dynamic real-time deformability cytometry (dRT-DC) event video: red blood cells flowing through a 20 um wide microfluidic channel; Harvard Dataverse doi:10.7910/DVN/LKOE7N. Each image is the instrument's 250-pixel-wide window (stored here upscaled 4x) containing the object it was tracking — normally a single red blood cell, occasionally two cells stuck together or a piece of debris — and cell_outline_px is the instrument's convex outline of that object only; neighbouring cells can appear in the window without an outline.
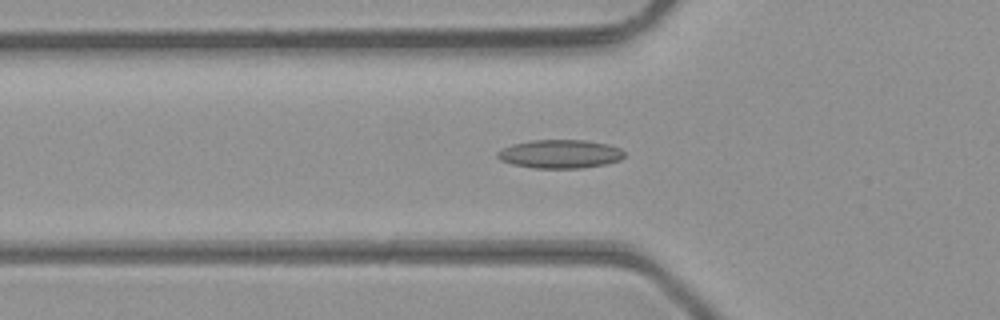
{"species": "common noctule bat (a hibernating species)", "species_latin": "Nyctalus noctula", "temperature_condition": "room temperature", "stored_images_in_passage": 34, "camera_frame_rate_fps": 3000, "um_per_image_px": 0.085, "animal": {"sex": "male", "body_mass_g": 23.1, "forearm_length_mm": 52.7}, "frame": {"image": 1, "passage_image": 3, "time_ms": 0.667, "image_size_px": [1000, 320], "cell_outline_px": [[624, 156], [620, 160], [608, 164], [580, 168], [532, 168], [512, 164], [500, 160], [496, 156], [496, 152], [512, 144], [532, 140], [584, 140], [608, 144], [620, 148], [624, 152]], "centroid_in_image_um": [47.6, 13.09], "position_along_channel_um": 78.2, "area_um2": 21.21}}
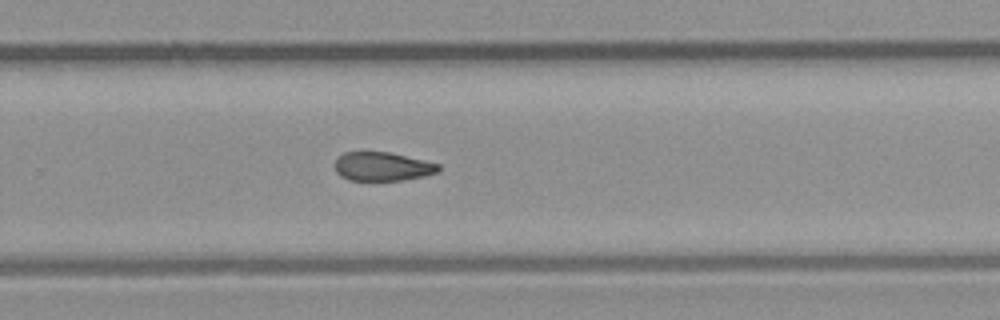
{"frame": {"image": 2, "passage_image": 18, "time_ms": 5.667, "image_size_px": [1000, 320], "cell_outline_px": [[440, 172], [424, 176], [404, 180], [348, 180], [340, 176], [336, 172], [336, 156], [344, 152], [388, 152], [424, 160], [440, 164]], "centroid_in_image_um": [32.51, 14.15], "position_along_channel_um": 297.3, "area_um2": 17.46}}
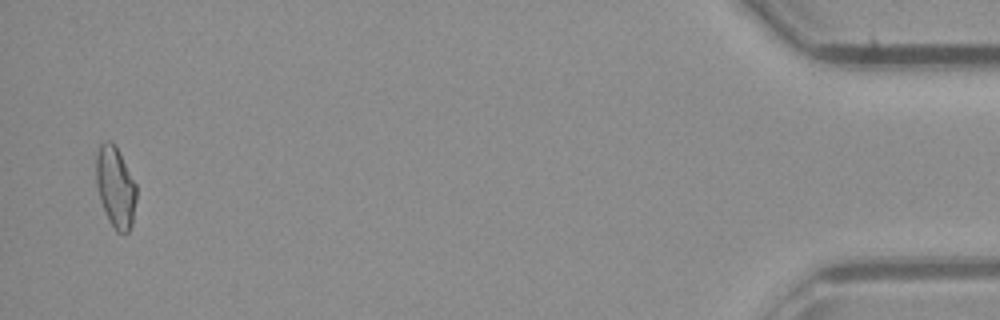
{"frame": {"image": 3, "passage_image": 33, "time_ms": 10.667, "image_size_px": [1000, 320], "cell_outline_px": [[136, 200], [132, 224], [128, 232], [124, 236], [116, 232], [100, 200], [96, 184], [96, 156], [100, 144], [108, 140], [112, 140], [116, 144], [136, 184]], "centroid_in_image_um": [9.83, 15.88], "position_along_channel_um": 425.4, "area_um2": 19.13}, "authors_computed_cell_mechanics": {"area_um2": 18.785, "velocity_mm_per_s": 4.3678, "shape_relaxation_time_tau1_ms": null, "shape_relaxation_time_tau2_ms": 4.1463, "deformation_change_tau1": null, "deformation_change_tau2": 0.1239}}